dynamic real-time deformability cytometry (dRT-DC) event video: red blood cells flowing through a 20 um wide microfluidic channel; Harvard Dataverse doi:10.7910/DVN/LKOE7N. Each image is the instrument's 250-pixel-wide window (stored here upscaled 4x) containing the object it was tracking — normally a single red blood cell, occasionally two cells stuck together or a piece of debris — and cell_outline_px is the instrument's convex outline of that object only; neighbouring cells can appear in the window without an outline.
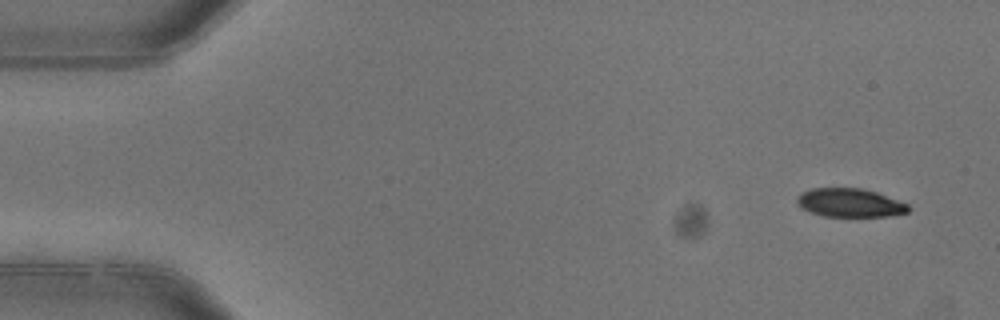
{"species": "common noctule bat (a hibernating species)", "species_latin": "Nyctalus noctula", "temperature_condition": "warm", "stored_images_in_passage": 4, "segment_of_instrument_passage": [2, 2], "camera_frame_rate_fps": 3000, "um_per_image_px": 0.085, "animal": {"sex": "female"}, "frame": {"image": 1, "passage_image": 4, "time_ms": 1.0, "image_size_px": [1000, 320], "cell_outline_px": [[912, 208], [908, 212], [892, 216], [824, 216], [808, 212], [800, 208], [796, 204], [796, 200], [804, 192], [812, 188], [860, 188], [876, 192], [908, 204]], "centroid_in_image_um": [72.24, 17.25], "position_along_channel_um": 12.8, "area_um2": 18.55}}